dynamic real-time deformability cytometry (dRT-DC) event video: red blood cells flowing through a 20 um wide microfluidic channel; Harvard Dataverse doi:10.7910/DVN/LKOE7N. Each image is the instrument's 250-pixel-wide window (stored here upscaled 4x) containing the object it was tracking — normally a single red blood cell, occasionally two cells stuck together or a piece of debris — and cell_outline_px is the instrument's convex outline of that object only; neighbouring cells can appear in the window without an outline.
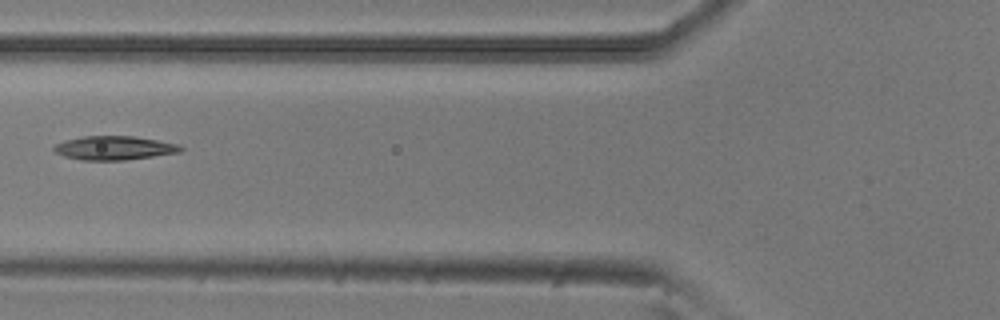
{"species": "common noctule bat (a hibernating species)", "species_latin": "Nyctalus noctula", "temperature_condition": "room temperature", "stored_images_in_passage": 6, "camera_frame_rate_fps": 3000, "um_per_image_px": 0.085, "animal": {"sex": "male", "body_mass_g": 20.5, "forearm_length_mm": 52.5}, "frame": {"image": 1, "passage_image": 5, "time_ms": 1.333, "image_size_px": [1000, 320], "cell_outline_px": [[184, 148], [180, 152], [124, 160], [80, 160], [64, 156], [56, 152], [52, 148], [56, 144], [64, 140], [84, 136], [136, 136], [180, 144]], "centroid_in_image_um": [9.72, 12.57], "position_along_channel_um": 116.1, "area_um2": 17.63}}
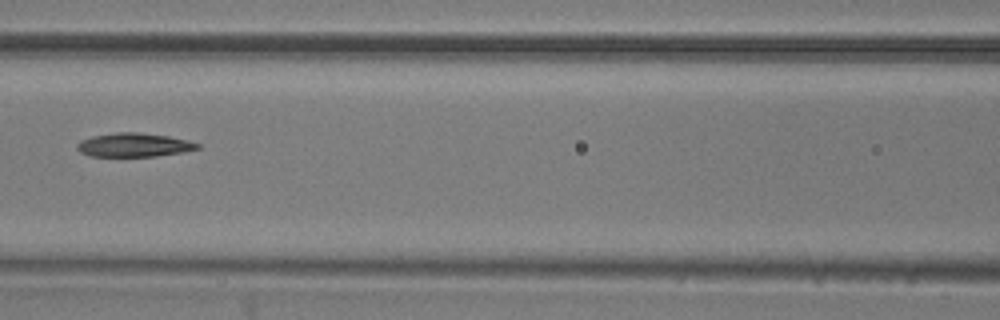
{"frame": {"image": 2, "passage_image": 6, "time_ms": 1.667, "image_size_px": [1000, 320], "cell_outline_px": [[200, 148], [184, 152], [156, 156], [92, 156], [80, 152], [76, 148], [76, 144], [80, 140], [92, 136], [116, 132], [140, 132], [168, 136], [188, 140], [200, 144]], "centroid_in_image_um": [11.38, 12.31], "position_along_channel_um": 155.2, "area_um2": 16.76}}